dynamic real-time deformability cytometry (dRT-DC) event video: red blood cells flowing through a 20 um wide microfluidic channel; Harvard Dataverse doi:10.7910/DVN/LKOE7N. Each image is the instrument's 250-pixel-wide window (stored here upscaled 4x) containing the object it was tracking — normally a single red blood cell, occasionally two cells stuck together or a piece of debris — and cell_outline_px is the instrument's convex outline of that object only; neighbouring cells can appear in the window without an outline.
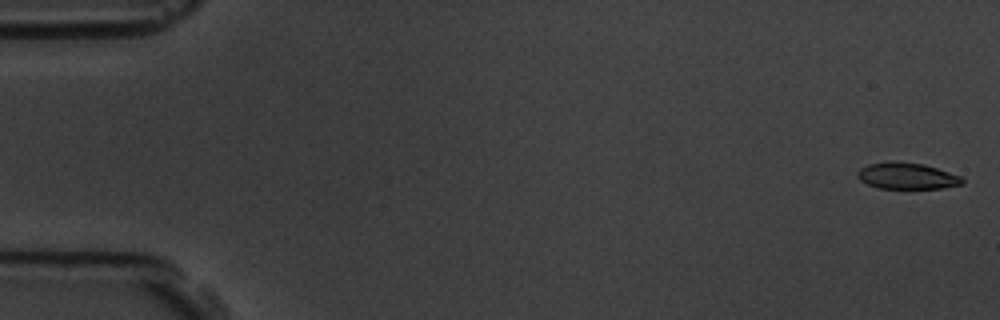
{"species": "common noctule bat (a hibernating species)", "species_latin": "Nyctalus noctula", "temperature_condition": "room temperature", "stored_images_in_passage": 58, "camera_frame_rate_fps": 3000, "um_per_image_px": 0.085, "animal": {"sex": "male", "body_mass_g": 19.5, "forearm_length_mm": 54.6}, "frame": {"image": 1, "passage_image": 2, "time_ms": 0.333, "image_size_px": [1000, 320], "cell_outline_px": [[964, 184], [940, 188], [876, 188], [860, 180], [856, 176], [856, 172], [860, 168], [868, 164], [924, 164], [960, 176], [964, 180]], "centroid_in_image_um": [77.1, 15.0], "position_along_channel_um": 7.9, "area_um2": 15.37}}
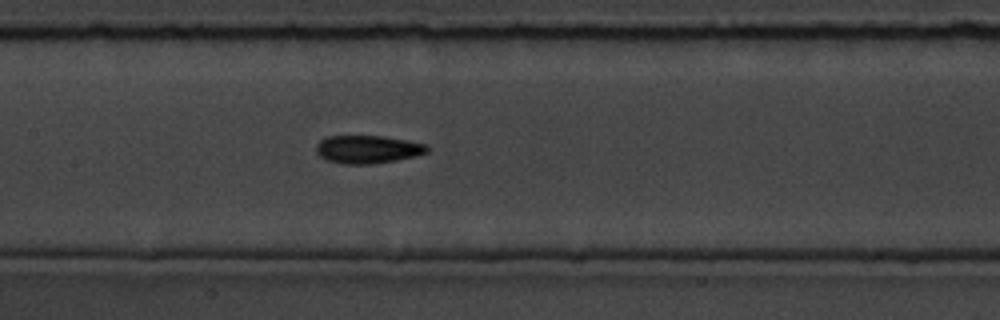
{"frame": {"image": 2, "passage_image": 28, "time_ms": 9.0, "image_size_px": [1000, 320], "cell_outline_px": [[428, 152], [416, 156], [396, 160], [372, 164], [344, 164], [328, 160], [320, 156], [316, 152], [316, 144], [320, 140], [328, 136], [384, 136], [428, 144]], "centroid_in_image_um": [31.27, 12.69], "position_along_channel_um": 176.1, "area_um2": 18.15}}
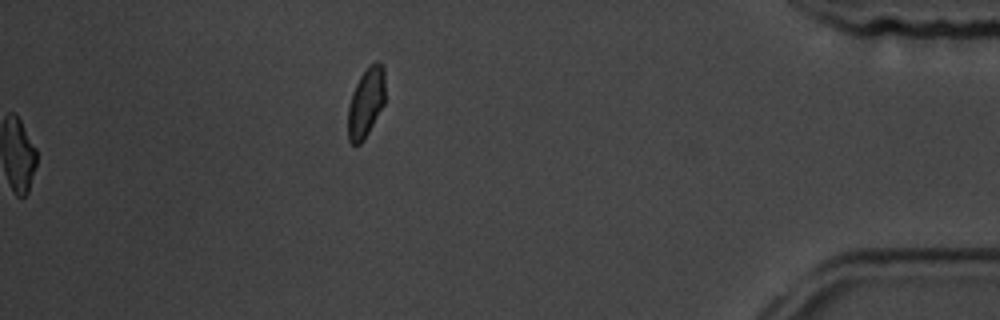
{"frame": {"image": 3, "passage_image": 58, "time_ms": 19.0, "image_size_px": [1000, 320], "cell_outline_px": [[384, 104], [364, 140], [360, 144], [352, 144], [348, 140], [348, 108], [352, 92], [360, 76], [376, 60], [380, 60], [384, 68]], "centroid_in_image_um": [31.1, 8.72], "position_along_channel_um": 404.1, "area_um2": 14.97}, "authors_computed_cell_mechanics": {"area_um2": 17.4267, "velocity_mm_per_s": 3.6244, "shape_relaxation_time_tau1_ms": 3.3128, "shape_relaxation_time_tau2_ms": 3.4907, "deformation_change_tau1": 0.1285, "deformation_change_tau2": 0.083}}